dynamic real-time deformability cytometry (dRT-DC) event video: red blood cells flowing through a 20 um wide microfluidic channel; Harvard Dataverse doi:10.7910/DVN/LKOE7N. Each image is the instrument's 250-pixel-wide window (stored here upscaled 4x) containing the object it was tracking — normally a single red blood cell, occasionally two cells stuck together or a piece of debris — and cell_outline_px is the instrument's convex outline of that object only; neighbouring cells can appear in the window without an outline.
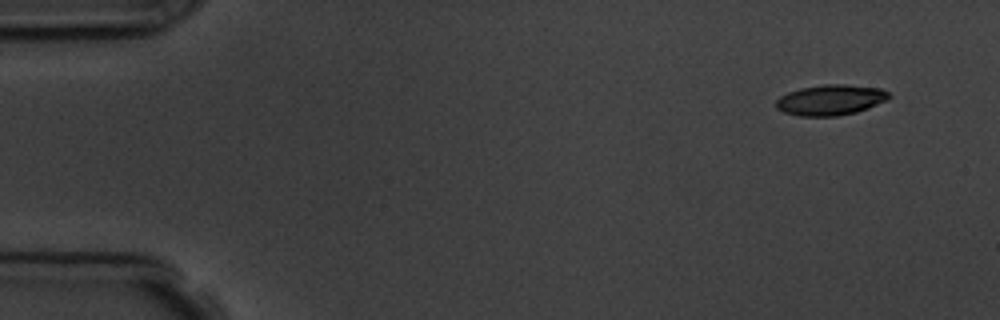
{"species": "common noctule bat (a hibernating species)", "species_latin": "Nyctalus noctula", "temperature_condition": "room temperature", "stored_images_in_passage": 6, "camera_frame_rate_fps": 3000, "um_per_image_px": 0.085, "animal": {"sex": "male", "body_mass_g": 19.5, "forearm_length_mm": 54.6}, "frame": {"image": 1, "passage_image": 1, "time_ms": 0.0, "image_size_px": [1000, 320], "cell_outline_px": [[892, 96], [888, 100], [868, 108], [856, 112], [836, 116], [800, 116], [784, 112], [776, 108], [776, 100], [780, 96], [788, 92], [800, 88], [824, 84], [844, 84], [880, 88], [888, 92]], "centroid_in_image_um": [70.61, 8.49], "position_along_channel_um": 14.4, "area_um2": 20.17}}
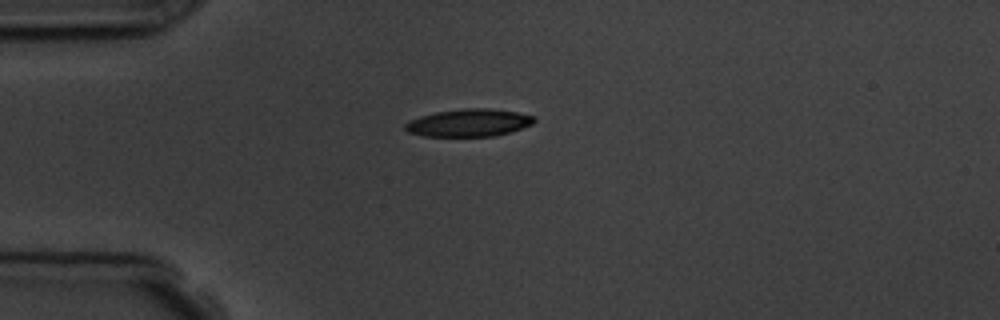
{"frame": {"image": 2, "passage_image": 4, "time_ms": 3.333, "image_size_px": [1000, 320], "cell_outline_px": [[536, 120], [532, 124], [512, 132], [496, 136], [424, 136], [408, 132], [404, 128], [404, 124], [408, 120], [420, 116], [436, 112], [464, 108], [488, 108], [516, 112], [536, 116]], "centroid_in_image_um": [39.86, 10.44], "position_along_channel_um": 45.1, "area_um2": 20.87}}
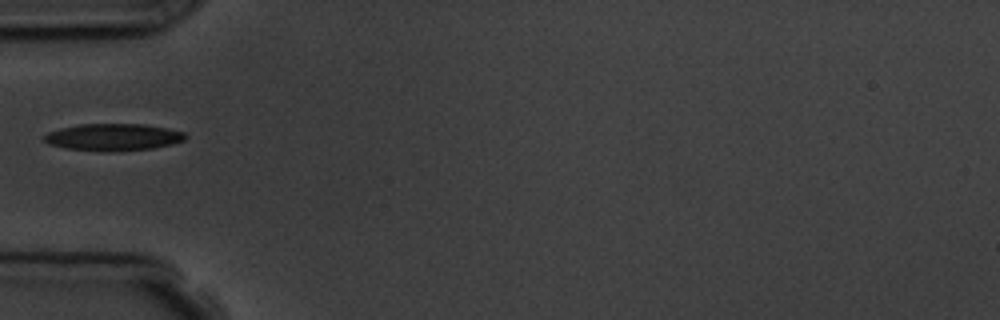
{"frame": {"image": 3, "passage_image": 5, "time_ms": 4.667, "image_size_px": [1000, 320], "cell_outline_px": [[188, 136], [184, 140], [172, 144], [152, 148], [108, 152], [100, 152], [68, 148], [48, 144], [44, 140], [44, 136], [48, 132], [60, 128], [80, 124], [144, 124], [168, 128], [184, 132]], "centroid_in_image_um": [9.64, 11.66], "position_along_channel_um": 75.4, "area_um2": 22.31}}